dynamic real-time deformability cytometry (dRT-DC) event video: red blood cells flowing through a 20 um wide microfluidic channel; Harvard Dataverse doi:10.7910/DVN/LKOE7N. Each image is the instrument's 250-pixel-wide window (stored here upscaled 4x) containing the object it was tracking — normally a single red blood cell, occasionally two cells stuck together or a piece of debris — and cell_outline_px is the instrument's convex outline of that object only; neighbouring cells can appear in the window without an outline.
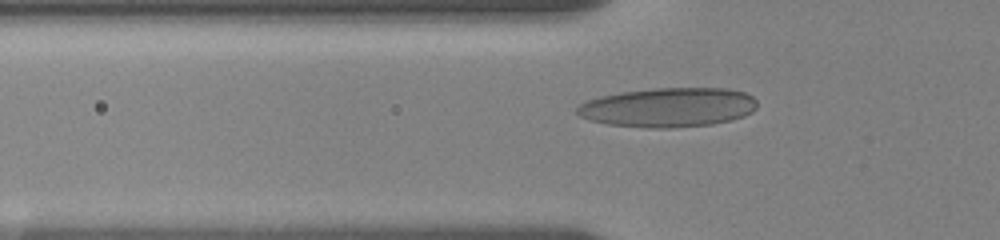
{"species": "human", "species_latin": "Homo sapiens", "temperature_condition": "room temperature", "stored_images_in_passage": 45, "camera_frame_rate_fps": 3000, "um_per_image_px": 0.085, "donor": {"sex": "female"}, "frame": {"image": 1, "passage_image": 12, "time_ms": 3.667, "image_size_px": [1000, 240], "cell_outline_px": [[756, 108], [752, 112], [744, 116], [712, 124], [668, 128], [648, 128], [608, 124], [592, 120], [580, 116], [576, 112], [576, 108], [580, 104], [588, 100], [600, 96], [624, 92], [656, 88], [724, 88], [744, 92], [752, 96], [756, 100]], "centroid_in_image_um": [56.81, 9.12], "position_along_channel_um": 69.0, "area_um2": 41.04}}
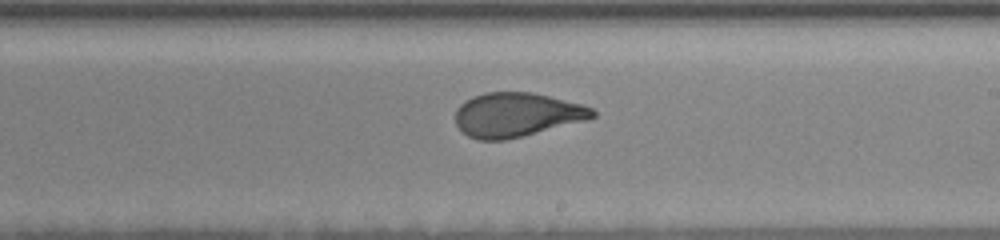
{"frame": {"image": 2, "passage_image": 27, "time_ms": 8.667, "image_size_px": [1000, 240], "cell_outline_px": [[596, 116], [584, 120], [504, 140], [476, 140], [468, 136], [456, 124], [456, 108], [460, 104], [472, 96], [484, 92], [532, 92], [580, 104], [592, 108], [596, 112]], "centroid_in_image_um": [43.86, 9.74], "position_along_channel_um": 245.1, "area_um2": 34.8}}
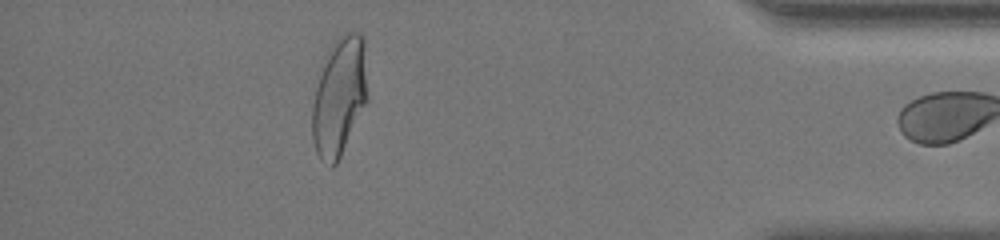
{"frame": {"image": 3, "passage_image": 44, "time_ms": 14.333, "image_size_px": [1000, 240], "cell_outline_px": [[368, 100], [336, 164], [332, 168], [320, 160], [316, 152], [312, 140], [312, 108], [320, 64], [324, 56], [332, 44], [344, 32], [360, 32], [364, 36], [368, 96]], "centroid_in_image_um": [28.83, 8.17], "position_along_channel_um": 406.4, "area_um2": 38.78}}